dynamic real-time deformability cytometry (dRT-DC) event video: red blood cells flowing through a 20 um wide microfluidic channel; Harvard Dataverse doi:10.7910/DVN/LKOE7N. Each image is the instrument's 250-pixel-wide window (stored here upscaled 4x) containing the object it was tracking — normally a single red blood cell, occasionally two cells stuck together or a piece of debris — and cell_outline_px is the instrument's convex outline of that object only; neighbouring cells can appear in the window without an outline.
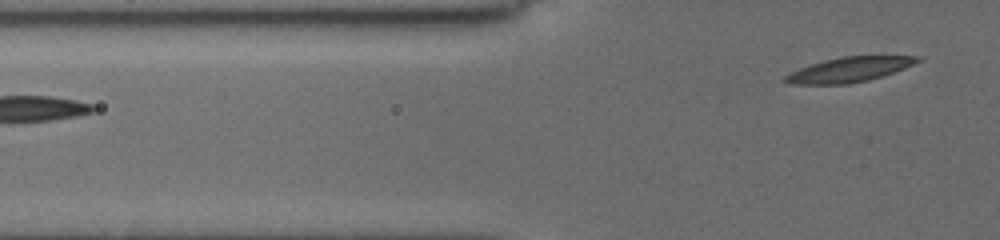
{"species": "common noctule bat (a hibernating species)", "species_latin": "Nyctalus noctula", "temperature_condition": "cold", "stored_images_in_passage": 3, "segment_of_instrument_passage": [2, 2], "camera_frame_rate_fps": 3000, "um_per_image_px": 0.085, "animal": {"sex": "female", "body_mass_g": 19.5, "forearm_length_mm": 54.1}, "frame": {"image": 1, "passage_image": 3, "time_ms": 2.0, "image_size_px": [1000, 240], "cell_outline_px": [[920, 60], [904, 68], [868, 80], [848, 84], [788, 84], [780, 80], [784, 76], [800, 68], [824, 60], [844, 56], [920, 56]], "centroid_in_image_um": [72.11, 5.92], "position_along_channel_um": 53.7, "area_um2": 18.84}}